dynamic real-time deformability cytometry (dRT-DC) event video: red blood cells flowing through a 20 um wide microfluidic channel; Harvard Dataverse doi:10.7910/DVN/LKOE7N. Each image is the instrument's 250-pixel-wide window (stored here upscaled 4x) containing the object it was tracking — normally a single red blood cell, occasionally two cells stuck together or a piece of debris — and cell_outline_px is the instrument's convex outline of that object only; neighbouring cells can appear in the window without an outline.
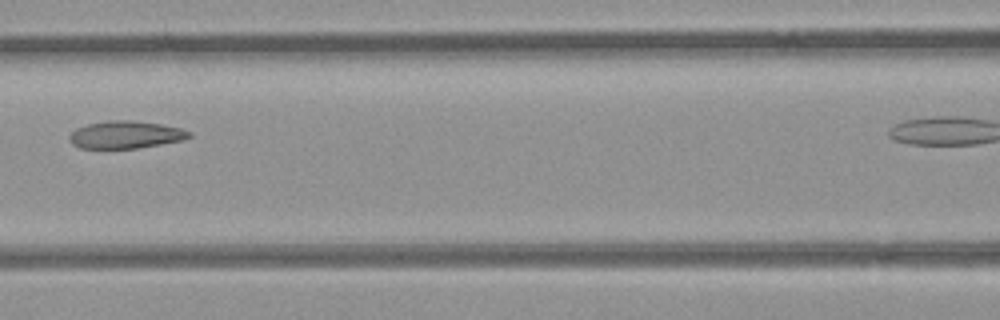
{"species": "common noctule bat (a hibernating species)", "species_latin": "Nyctalus noctula", "temperature_condition": "room temperature", "stored_images_in_passage": 4, "segment_of_instrument_passage": [1, 2], "camera_frame_rate_fps": 3000, "um_per_image_px": 0.085, "animal": {"sex": "female", "body_mass_g": 21.9}, "frame": {"image": 1, "passage_image": 3, "time_ms": 2.333, "image_size_px": [1000, 320], "cell_outline_px": [[192, 136], [180, 140], [160, 144], [136, 148], [80, 148], [72, 144], [68, 140], [68, 136], [76, 128], [88, 124], [108, 120], [132, 120], [160, 124], [180, 128], [192, 132]], "centroid_in_image_um": [10.64, 11.44], "position_along_channel_um": 156.0, "area_um2": 19.07}}